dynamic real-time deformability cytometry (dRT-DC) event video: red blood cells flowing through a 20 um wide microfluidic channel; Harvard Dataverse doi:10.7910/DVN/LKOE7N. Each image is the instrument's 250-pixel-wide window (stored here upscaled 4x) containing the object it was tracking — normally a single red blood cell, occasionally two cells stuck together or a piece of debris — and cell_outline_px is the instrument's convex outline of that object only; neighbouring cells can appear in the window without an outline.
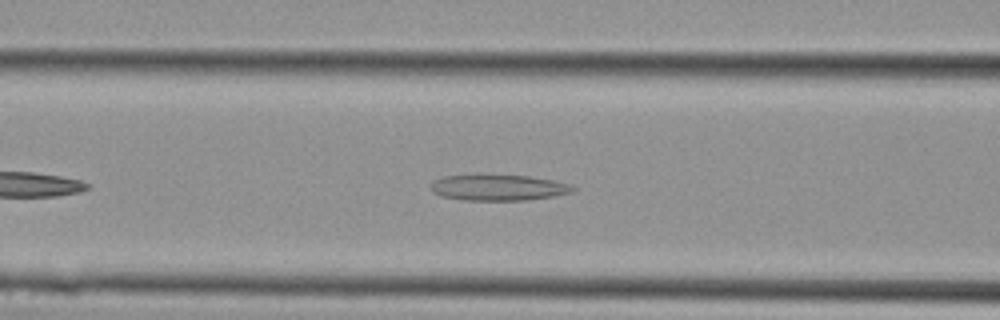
{"species": "Egyptian fruit bat (a non-hibernating species)", "species_latin": "Rousettus aegyptiacus", "temperature_condition": "cold", "stored_images_in_passage": 11, "camera_frame_rate_fps": 3000, "um_per_image_px": 0.085, "animal": {"sex": "female"}, "frame": {"image": 1, "passage_image": 5, "time_ms": 1.333, "image_size_px": [1000, 320], "cell_outline_px": [[576, 188], [572, 192], [552, 196], [524, 200], [464, 200], [444, 196], [432, 192], [428, 188], [436, 180], [444, 176], [528, 176], [552, 180], [572, 184]], "centroid_in_image_um": [42.39, 15.96], "position_along_channel_um": 124.2, "area_um2": 20.92}}
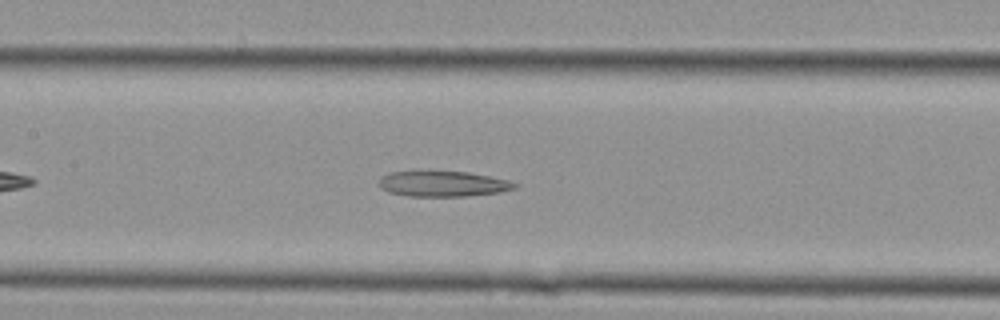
{"frame": {"image": 2, "passage_image": 7, "time_ms": 2.0, "image_size_px": [1000, 320], "cell_outline_px": [[520, 184], [516, 188], [500, 192], [468, 196], [408, 196], [388, 192], [380, 188], [380, 176], [388, 172], [428, 168], [468, 172], [508, 180]], "centroid_in_image_um": [37.59, 15.57], "position_along_channel_um": 169.8, "area_um2": 21.21}}
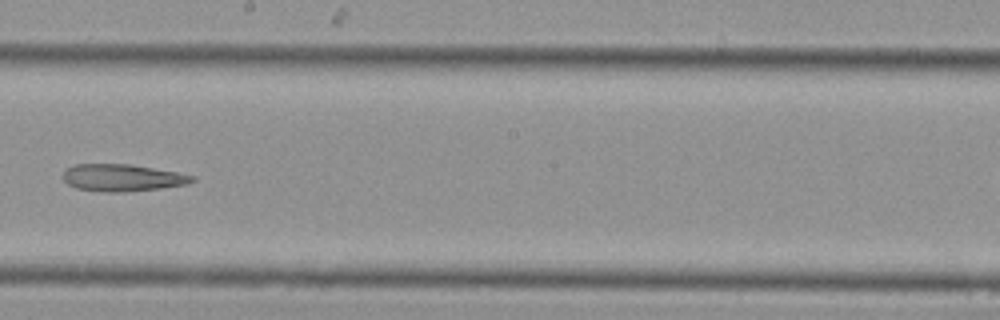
{"frame": {"image": 3, "passage_image": 10, "time_ms": 3.0, "image_size_px": [1000, 320], "cell_outline_px": [[196, 180], [188, 184], [160, 188], [124, 192], [104, 192], [76, 188], [68, 184], [64, 180], [64, 172], [68, 168], [76, 164], [128, 164], [176, 172], [196, 176]], "centroid_in_image_um": [10.42, 15.11], "position_along_channel_um": 237.8, "area_um2": 20.23}}